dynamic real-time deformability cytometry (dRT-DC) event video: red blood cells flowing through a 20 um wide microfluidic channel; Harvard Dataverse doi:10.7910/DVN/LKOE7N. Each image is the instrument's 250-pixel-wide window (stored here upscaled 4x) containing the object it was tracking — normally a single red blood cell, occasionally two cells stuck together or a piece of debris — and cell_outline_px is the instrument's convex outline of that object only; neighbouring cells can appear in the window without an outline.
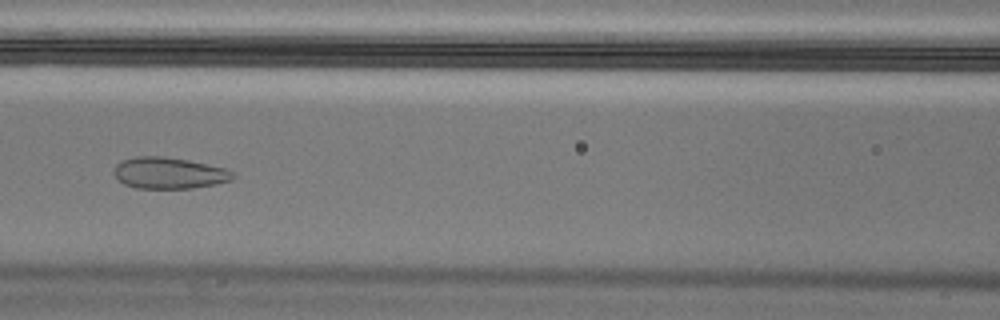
{"species": "Egyptian fruit bat (a non-hibernating species)", "species_latin": "Rousettus aegyptiacus", "temperature_condition": "cold", "stored_images_in_passage": 44, "camera_frame_rate_fps": 3000, "um_per_image_px": 0.085, "animal": {"sex": "male"}, "frame": {"image": 1, "passage_image": 13, "time_ms": 4.0, "image_size_px": [1000, 320], "cell_outline_px": [[236, 176], [232, 180], [216, 184], [192, 188], [136, 188], [124, 184], [116, 176], [116, 164], [120, 160], [136, 156], [164, 156], [188, 160], [228, 168], [236, 172]], "centroid_in_image_um": [14.44, 14.7], "position_along_channel_um": 152.2, "area_um2": 21.91}}
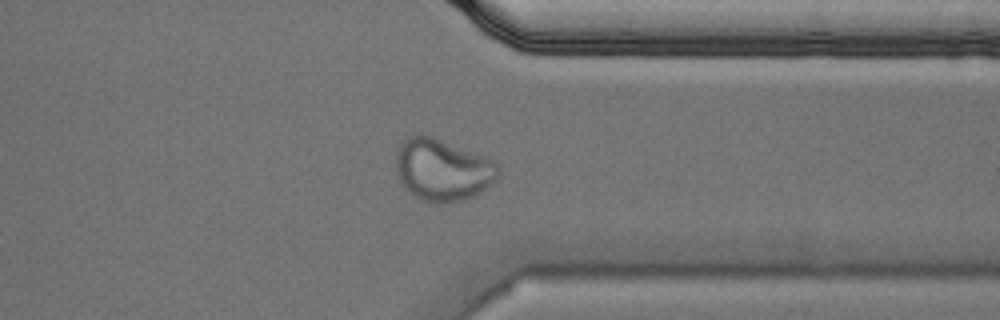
{"frame": {"image": 2, "passage_image": 32, "time_ms": 10.333, "image_size_px": [1000, 320], "cell_outline_px": [[500, 172], [484, 188], [472, 196], [464, 200], [436, 204], [420, 200], [412, 196], [400, 184], [396, 176], [396, 152], [400, 144], [408, 136], [416, 132], [420, 132], [432, 136], [492, 160], [500, 168]], "centroid_in_image_um": [37.51, 14.43], "position_along_channel_um": 373.9, "area_um2": 37.05}}